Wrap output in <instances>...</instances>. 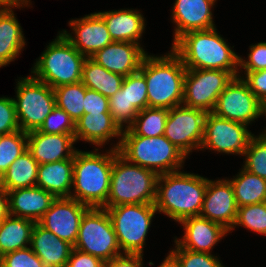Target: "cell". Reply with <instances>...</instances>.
<instances>
[{"instance_id": "41", "label": "cell", "mask_w": 266, "mask_h": 267, "mask_svg": "<svg viewBox=\"0 0 266 267\" xmlns=\"http://www.w3.org/2000/svg\"><path fill=\"white\" fill-rule=\"evenodd\" d=\"M0 267H46L30 247L0 257Z\"/></svg>"}, {"instance_id": "42", "label": "cell", "mask_w": 266, "mask_h": 267, "mask_svg": "<svg viewBox=\"0 0 266 267\" xmlns=\"http://www.w3.org/2000/svg\"><path fill=\"white\" fill-rule=\"evenodd\" d=\"M20 130L13 98L0 97V136Z\"/></svg>"}, {"instance_id": "7", "label": "cell", "mask_w": 266, "mask_h": 267, "mask_svg": "<svg viewBox=\"0 0 266 267\" xmlns=\"http://www.w3.org/2000/svg\"><path fill=\"white\" fill-rule=\"evenodd\" d=\"M58 34L36 60L31 70L34 78L46 83L52 89L81 82L83 64L87 58L62 33Z\"/></svg>"}, {"instance_id": "1", "label": "cell", "mask_w": 266, "mask_h": 267, "mask_svg": "<svg viewBox=\"0 0 266 267\" xmlns=\"http://www.w3.org/2000/svg\"><path fill=\"white\" fill-rule=\"evenodd\" d=\"M190 31L172 43V50L180 57L186 69H214L239 75V56L216 31Z\"/></svg>"}, {"instance_id": "29", "label": "cell", "mask_w": 266, "mask_h": 267, "mask_svg": "<svg viewBox=\"0 0 266 267\" xmlns=\"http://www.w3.org/2000/svg\"><path fill=\"white\" fill-rule=\"evenodd\" d=\"M124 76L113 73L100 66L91 57H87L81 73V82L88 89L97 91L105 97H111L122 86Z\"/></svg>"}, {"instance_id": "22", "label": "cell", "mask_w": 266, "mask_h": 267, "mask_svg": "<svg viewBox=\"0 0 266 267\" xmlns=\"http://www.w3.org/2000/svg\"><path fill=\"white\" fill-rule=\"evenodd\" d=\"M55 199L52 193L38 186L8 191L9 215L37 223Z\"/></svg>"}, {"instance_id": "30", "label": "cell", "mask_w": 266, "mask_h": 267, "mask_svg": "<svg viewBox=\"0 0 266 267\" xmlns=\"http://www.w3.org/2000/svg\"><path fill=\"white\" fill-rule=\"evenodd\" d=\"M38 166V162L26 150L9 166L0 178V183L7 191L34 187L37 181Z\"/></svg>"}, {"instance_id": "9", "label": "cell", "mask_w": 266, "mask_h": 267, "mask_svg": "<svg viewBox=\"0 0 266 267\" xmlns=\"http://www.w3.org/2000/svg\"><path fill=\"white\" fill-rule=\"evenodd\" d=\"M75 249L104 262L123 255L110 216L104 208H89L82 216Z\"/></svg>"}, {"instance_id": "48", "label": "cell", "mask_w": 266, "mask_h": 267, "mask_svg": "<svg viewBox=\"0 0 266 267\" xmlns=\"http://www.w3.org/2000/svg\"><path fill=\"white\" fill-rule=\"evenodd\" d=\"M8 215V191L0 183V222H2Z\"/></svg>"}, {"instance_id": "49", "label": "cell", "mask_w": 266, "mask_h": 267, "mask_svg": "<svg viewBox=\"0 0 266 267\" xmlns=\"http://www.w3.org/2000/svg\"><path fill=\"white\" fill-rule=\"evenodd\" d=\"M30 0H0V7H15L20 8L21 6H29Z\"/></svg>"}, {"instance_id": "15", "label": "cell", "mask_w": 266, "mask_h": 267, "mask_svg": "<svg viewBox=\"0 0 266 267\" xmlns=\"http://www.w3.org/2000/svg\"><path fill=\"white\" fill-rule=\"evenodd\" d=\"M88 209L73 198L59 197L37 223L74 247L81 218Z\"/></svg>"}, {"instance_id": "32", "label": "cell", "mask_w": 266, "mask_h": 267, "mask_svg": "<svg viewBox=\"0 0 266 267\" xmlns=\"http://www.w3.org/2000/svg\"><path fill=\"white\" fill-rule=\"evenodd\" d=\"M87 87L82 82L65 84L54 88L55 103L76 122L84 114V98Z\"/></svg>"}, {"instance_id": "21", "label": "cell", "mask_w": 266, "mask_h": 267, "mask_svg": "<svg viewBox=\"0 0 266 267\" xmlns=\"http://www.w3.org/2000/svg\"><path fill=\"white\" fill-rule=\"evenodd\" d=\"M185 232L175 241L184 249L195 252L211 253L212 248L230 231L223 225L202 216L189 217L180 222Z\"/></svg>"}, {"instance_id": "18", "label": "cell", "mask_w": 266, "mask_h": 267, "mask_svg": "<svg viewBox=\"0 0 266 267\" xmlns=\"http://www.w3.org/2000/svg\"><path fill=\"white\" fill-rule=\"evenodd\" d=\"M146 54L140 44L113 41L91 58L108 71L125 77L139 71Z\"/></svg>"}, {"instance_id": "28", "label": "cell", "mask_w": 266, "mask_h": 267, "mask_svg": "<svg viewBox=\"0 0 266 267\" xmlns=\"http://www.w3.org/2000/svg\"><path fill=\"white\" fill-rule=\"evenodd\" d=\"M8 215L0 222V257L4 254L27 248L30 245L34 221Z\"/></svg>"}, {"instance_id": "8", "label": "cell", "mask_w": 266, "mask_h": 267, "mask_svg": "<svg viewBox=\"0 0 266 267\" xmlns=\"http://www.w3.org/2000/svg\"><path fill=\"white\" fill-rule=\"evenodd\" d=\"M107 210L123 254H141L151 225L158 212L155 204H122Z\"/></svg>"}, {"instance_id": "11", "label": "cell", "mask_w": 266, "mask_h": 267, "mask_svg": "<svg viewBox=\"0 0 266 267\" xmlns=\"http://www.w3.org/2000/svg\"><path fill=\"white\" fill-rule=\"evenodd\" d=\"M233 77L224 70L186 69L182 104L207 113L213 112L218 96Z\"/></svg>"}, {"instance_id": "14", "label": "cell", "mask_w": 266, "mask_h": 267, "mask_svg": "<svg viewBox=\"0 0 266 267\" xmlns=\"http://www.w3.org/2000/svg\"><path fill=\"white\" fill-rule=\"evenodd\" d=\"M252 134L247 125L207 113L201 150L209 149L219 153L243 155Z\"/></svg>"}, {"instance_id": "24", "label": "cell", "mask_w": 266, "mask_h": 267, "mask_svg": "<svg viewBox=\"0 0 266 267\" xmlns=\"http://www.w3.org/2000/svg\"><path fill=\"white\" fill-rule=\"evenodd\" d=\"M97 13L104 19L113 41L140 44L139 41L146 26L139 10L131 8Z\"/></svg>"}, {"instance_id": "26", "label": "cell", "mask_w": 266, "mask_h": 267, "mask_svg": "<svg viewBox=\"0 0 266 267\" xmlns=\"http://www.w3.org/2000/svg\"><path fill=\"white\" fill-rule=\"evenodd\" d=\"M74 157L38 166L36 186L52 193L56 198L70 197L73 192Z\"/></svg>"}, {"instance_id": "4", "label": "cell", "mask_w": 266, "mask_h": 267, "mask_svg": "<svg viewBox=\"0 0 266 267\" xmlns=\"http://www.w3.org/2000/svg\"><path fill=\"white\" fill-rule=\"evenodd\" d=\"M95 152L76 151L73 165L74 193H70V198L89 208H103L109 196L115 149L111 148L107 154Z\"/></svg>"}, {"instance_id": "38", "label": "cell", "mask_w": 266, "mask_h": 267, "mask_svg": "<svg viewBox=\"0 0 266 267\" xmlns=\"http://www.w3.org/2000/svg\"><path fill=\"white\" fill-rule=\"evenodd\" d=\"M237 225L266 235V202L238 207L237 218L231 230Z\"/></svg>"}, {"instance_id": "35", "label": "cell", "mask_w": 266, "mask_h": 267, "mask_svg": "<svg viewBox=\"0 0 266 267\" xmlns=\"http://www.w3.org/2000/svg\"><path fill=\"white\" fill-rule=\"evenodd\" d=\"M26 150L27 132L17 130L0 136V178Z\"/></svg>"}, {"instance_id": "17", "label": "cell", "mask_w": 266, "mask_h": 267, "mask_svg": "<svg viewBox=\"0 0 266 267\" xmlns=\"http://www.w3.org/2000/svg\"><path fill=\"white\" fill-rule=\"evenodd\" d=\"M69 26L75 34L73 37L68 31L61 33L84 56L91 57L97 51L103 49L113 40L104 19L97 13H91L76 20H70Z\"/></svg>"}, {"instance_id": "34", "label": "cell", "mask_w": 266, "mask_h": 267, "mask_svg": "<svg viewBox=\"0 0 266 267\" xmlns=\"http://www.w3.org/2000/svg\"><path fill=\"white\" fill-rule=\"evenodd\" d=\"M109 112L121 130H124V127L129 128L139 113L134 105H130L127 98V76L124 77L120 90L109 97Z\"/></svg>"}, {"instance_id": "13", "label": "cell", "mask_w": 266, "mask_h": 267, "mask_svg": "<svg viewBox=\"0 0 266 267\" xmlns=\"http://www.w3.org/2000/svg\"><path fill=\"white\" fill-rule=\"evenodd\" d=\"M212 113L218 117L248 126L251 122L262 116L261 102L239 74L233 77L218 96Z\"/></svg>"}, {"instance_id": "43", "label": "cell", "mask_w": 266, "mask_h": 267, "mask_svg": "<svg viewBox=\"0 0 266 267\" xmlns=\"http://www.w3.org/2000/svg\"><path fill=\"white\" fill-rule=\"evenodd\" d=\"M248 61L239 56V68L244 72H255L266 69V42H260L250 46Z\"/></svg>"}, {"instance_id": "50", "label": "cell", "mask_w": 266, "mask_h": 267, "mask_svg": "<svg viewBox=\"0 0 266 267\" xmlns=\"http://www.w3.org/2000/svg\"><path fill=\"white\" fill-rule=\"evenodd\" d=\"M266 116V99L261 103V115ZM262 134L266 135V130L264 131V133L262 132Z\"/></svg>"}, {"instance_id": "33", "label": "cell", "mask_w": 266, "mask_h": 267, "mask_svg": "<svg viewBox=\"0 0 266 267\" xmlns=\"http://www.w3.org/2000/svg\"><path fill=\"white\" fill-rule=\"evenodd\" d=\"M169 109L147 107L137 114L129 129L138 136L157 137L164 135Z\"/></svg>"}, {"instance_id": "6", "label": "cell", "mask_w": 266, "mask_h": 267, "mask_svg": "<svg viewBox=\"0 0 266 267\" xmlns=\"http://www.w3.org/2000/svg\"><path fill=\"white\" fill-rule=\"evenodd\" d=\"M158 174L132 164L115 150L109 196L104 207L122 204H155Z\"/></svg>"}, {"instance_id": "37", "label": "cell", "mask_w": 266, "mask_h": 267, "mask_svg": "<svg viewBox=\"0 0 266 267\" xmlns=\"http://www.w3.org/2000/svg\"><path fill=\"white\" fill-rule=\"evenodd\" d=\"M244 155L246 158L243 168L266 179V135H253Z\"/></svg>"}, {"instance_id": "36", "label": "cell", "mask_w": 266, "mask_h": 267, "mask_svg": "<svg viewBox=\"0 0 266 267\" xmlns=\"http://www.w3.org/2000/svg\"><path fill=\"white\" fill-rule=\"evenodd\" d=\"M175 249L166 257L174 267H225L219 258L211 253L189 251L175 240Z\"/></svg>"}, {"instance_id": "27", "label": "cell", "mask_w": 266, "mask_h": 267, "mask_svg": "<svg viewBox=\"0 0 266 267\" xmlns=\"http://www.w3.org/2000/svg\"><path fill=\"white\" fill-rule=\"evenodd\" d=\"M12 8L0 7V68L14 61L26 45Z\"/></svg>"}, {"instance_id": "10", "label": "cell", "mask_w": 266, "mask_h": 267, "mask_svg": "<svg viewBox=\"0 0 266 267\" xmlns=\"http://www.w3.org/2000/svg\"><path fill=\"white\" fill-rule=\"evenodd\" d=\"M16 98H13L20 130H38L56 106L54 90L32 75L17 81Z\"/></svg>"}, {"instance_id": "45", "label": "cell", "mask_w": 266, "mask_h": 267, "mask_svg": "<svg viewBox=\"0 0 266 267\" xmlns=\"http://www.w3.org/2000/svg\"><path fill=\"white\" fill-rule=\"evenodd\" d=\"M244 75L245 77L242 76L241 78L262 103L266 99V69L255 72H245Z\"/></svg>"}, {"instance_id": "19", "label": "cell", "mask_w": 266, "mask_h": 267, "mask_svg": "<svg viewBox=\"0 0 266 267\" xmlns=\"http://www.w3.org/2000/svg\"><path fill=\"white\" fill-rule=\"evenodd\" d=\"M216 0H175L172 19L175 23L174 41L190 31L215 28L212 7Z\"/></svg>"}, {"instance_id": "25", "label": "cell", "mask_w": 266, "mask_h": 267, "mask_svg": "<svg viewBox=\"0 0 266 267\" xmlns=\"http://www.w3.org/2000/svg\"><path fill=\"white\" fill-rule=\"evenodd\" d=\"M122 136V130L111 114H83L75 124V140L87 141L95 146H103L112 137Z\"/></svg>"}, {"instance_id": "47", "label": "cell", "mask_w": 266, "mask_h": 267, "mask_svg": "<svg viewBox=\"0 0 266 267\" xmlns=\"http://www.w3.org/2000/svg\"><path fill=\"white\" fill-rule=\"evenodd\" d=\"M104 267H143V255L124 254L105 262Z\"/></svg>"}, {"instance_id": "20", "label": "cell", "mask_w": 266, "mask_h": 267, "mask_svg": "<svg viewBox=\"0 0 266 267\" xmlns=\"http://www.w3.org/2000/svg\"><path fill=\"white\" fill-rule=\"evenodd\" d=\"M74 135L46 134L33 130L27 133V150L38 164H47L74 157L77 149Z\"/></svg>"}, {"instance_id": "46", "label": "cell", "mask_w": 266, "mask_h": 267, "mask_svg": "<svg viewBox=\"0 0 266 267\" xmlns=\"http://www.w3.org/2000/svg\"><path fill=\"white\" fill-rule=\"evenodd\" d=\"M104 265L102 259L73 248L66 267H104Z\"/></svg>"}, {"instance_id": "5", "label": "cell", "mask_w": 266, "mask_h": 267, "mask_svg": "<svg viewBox=\"0 0 266 267\" xmlns=\"http://www.w3.org/2000/svg\"><path fill=\"white\" fill-rule=\"evenodd\" d=\"M119 139L113 149L129 162L153 170L158 175L181 170L187 157L164 135L148 138L135 135L127 128L122 130Z\"/></svg>"}, {"instance_id": "31", "label": "cell", "mask_w": 266, "mask_h": 267, "mask_svg": "<svg viewBox=\"0 0 266 267\" xmlns=\"http://www.w3.org/2000/svg\"><path fill=\"white\" fill-rule=\"evenodd\" d=\"M229 181L234 189L237 207L266 202V179L242 168L241 172Z\"/></svg>"}, {"instance_id": "3", "label": "cell", "mask_w": 266, "mask_h": 267, "mask_svg": "<svg viewBox=\"0 0 266 267\" xmlns=\"http://www.w3.org/2000/svg\"><path fill=\"white\" fill-rule=\"evenodd\" d=\"M139 72L146 80L148 107L171 109L182 105L186 67L172 49L165 56L147 53Z\"/></svg>"}, {"instance_id": "39", "label": "cell", "mask_w": 266, "mask_h": 267, "mask_svg": "<svg viewBox=\"0 0 266 267\" xmlns=\"http://www.w3.org/2000/svg\"><path fill=\"white\" fill-rule=\"evenodd\" d=\"M46 134H75V123L63 110L55 106L38 129Z\"/></svg>"}, {"instance_id": "2", "label": "cell", "mask_w": 266, "mask_h": 267, "mask_svg": "<svg viewBox=\"0 0 266 267\" xmlns=\"http://www.w3.org/2000/svg\"><path fill=\"white\" fill-rule=\"evenodd\" d=\"M208 178L181 171L160 174L157 179L155 207L170 219L199 216L203 207Z\"/></svg>"}, {"instance_id": "23", "label": "cell", "mask_w": 266, "mask_h": 267, "mask_svg": "<svg viewBox=\"0 0 266 267\" xmlns=\"http://www.w3.org/2000/svg\"><path fill=\"white\" fill-rule=\"evenodd\" d=\"M30 248L46 267H66L73 246L35 223Z\"/></svg>"}, {"instance_id": "44", "label": "cell", "mask_w": 266, "mask_h": 267, "mask_svg": "<svg viewBox=\"0 0 266 267\" xmlns=\"http://www.w3.org/2000/svg\"><path fill=\"white\" fill-rule=\"evenodd\" d=\"M92 113L110 114L109 98L97 91L87 88L84 98V114Z\"/></svg>"}, {"instance_id": "16", "label": "cell", "mask_w": 266, "mask_h": 267, "mask_svg": "<svg viewBox=\"0 0 266 267\" xmlns=\"http://www.w3.org/2000/svg\"><path fill=\"white\" fill-rule=\"evenodd\" d=\"M234 189L229 179L209 180L200 216L223 225L231 231L237 218Z\"/></svg>"}, {"instance_id": "12", "label": "cell", "mask_w": 266, "mask_h": 267, "mask_svg": "<svg viewBox=\"0 0 266 267\" xmlns=\"http://www.w3.org/2000/svg\"><path fill=\"white\" fill-rule=\"evenodd\" d=\"M207 112L179 105L169 109L164 136L186 156L200 149Z\"/></svg>"}, {"instance_id": "40", "label": "cell", "mask_w": 266, "mask_h": 267, "mask_svg": "<svg viewBox=\"0 0 266 267\" xmlns=\"http://www.w3.org/2000/svg\"><path fill=\"white\" fill-rule=\"evenodd\" d=\"M127 98L139 111L148 107L147 84L139 71L127 76Z\"/></svg>"}, {"instance_id": "51", "label": "cell", "mask_w": 266, "mask_h": 267, "mask_svg": "<svg viewBox=\"0 0 266 267\" xmlns=\"http://www.w3.org/2000/svg\"><path fill=\"white\" fill-rule=\"evenodd\" d=\"M159 267H174V266L170 263V261L167 258H165Z\"/></svg>"}]
</instances>
